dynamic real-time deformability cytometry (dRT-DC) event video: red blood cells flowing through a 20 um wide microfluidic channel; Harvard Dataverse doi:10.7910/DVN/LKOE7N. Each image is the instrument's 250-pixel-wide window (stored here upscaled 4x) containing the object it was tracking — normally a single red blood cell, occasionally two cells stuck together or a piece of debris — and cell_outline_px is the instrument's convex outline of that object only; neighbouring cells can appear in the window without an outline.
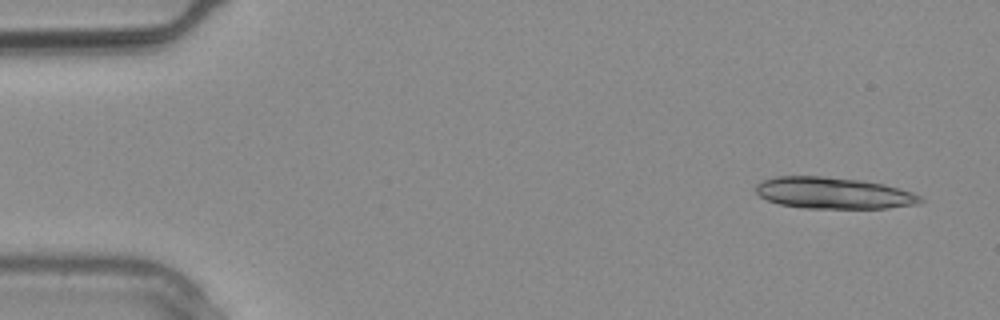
{"species": "common noctule bat (a hibernating species)", "species_latin": "Nyctalus noctula", "temperature_condition": "warm", "stored_images_in_passage": 2, "segment_of_instrument_passage": [2, 2], "camera_frame_rate_fps": 3000, "um_per_image_px": 0.085, "animal": {"sex": "male", "body_mass_g": 20.4}, "frame": {"image": 1, "passage_image": 2, "time_ms": 0.333, "image_size_px": [1000, 320], "cell_outline_px": [[924, 200], [916, 204], [888, 208], [804, 208], [780, 204], [768, 200], [760, 196], [756, 192], [756, 184], [764, 180], [776, 176], [824, 176], [860, 180], [884, 184], [912, 192], [920, 196]], "centroid_in_image_um": [70.84, 16.41], "position_along_channel_um": 14.2, "area_um2": 30.06}}